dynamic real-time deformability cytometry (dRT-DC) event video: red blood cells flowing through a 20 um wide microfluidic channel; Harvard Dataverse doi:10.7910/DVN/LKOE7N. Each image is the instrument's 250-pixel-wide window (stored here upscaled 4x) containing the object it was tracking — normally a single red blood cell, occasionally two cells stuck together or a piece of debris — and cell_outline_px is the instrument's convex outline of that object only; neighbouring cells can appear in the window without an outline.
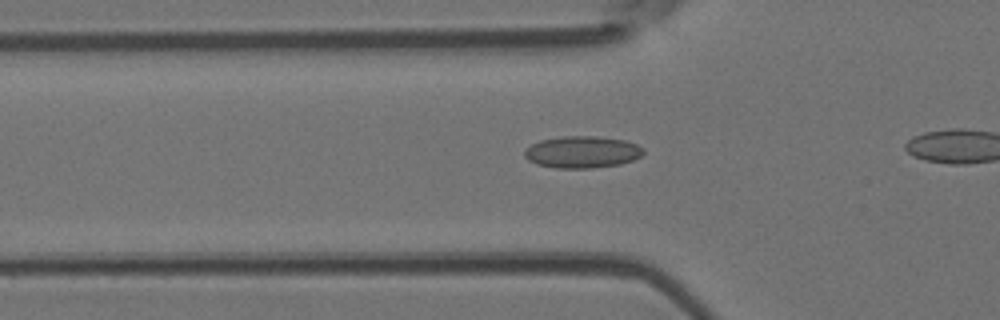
{"species": "Egyptian fruit bat (a non-hibernating species)", "species_latin": "Rousettus aegyptiacus", "temperature_condition": "room temperature", "stored_images_in_passage": 29, "camera_frame_rate_fps": 3000, "um_per_image_px": 0.085, "animal": {"sex": "female"}, "frame": {"image": 1, "passage_image": 5, "time_ms": 1.333, "image_size_px": [1000, 320], "cell_outline_px": [[644, 152], [640, 156], [632, 160], [620, 164], [588, 168], [556, 168], [536, 164], [528, 160], [524, 156], [524, 152], [532, 144], [540, 140], [560, 136], [596, 136], [624, 140], [636, 144], [644, 148]], "centroid_in_image_um": [49.47, 12.92], "position_along_channel_um": 76.3, "area_um2": 22.02}}
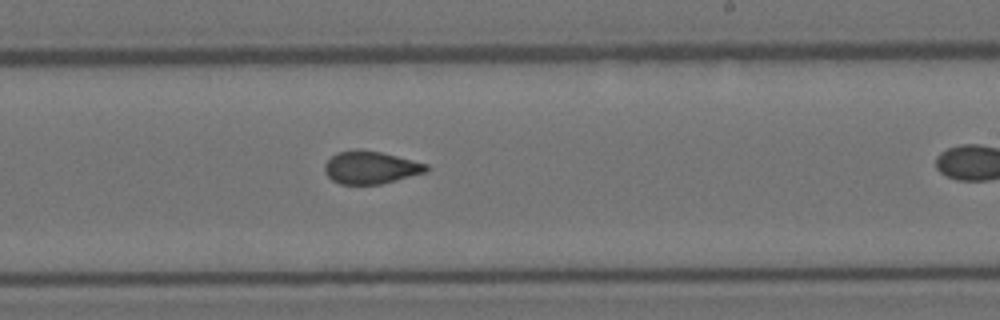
{"frame": {"image": 2, "passage_image": 19, "time_ms": 6.0, "image_size_px": [1000, 320], "cell_outline_px": [[428, 168], [424, 172], [396, 180], [380, 184], [340, 184], [332, 180], [324, 172], [324, 164], [336, 152], [356, 148], [380, 152], [428, 164]], "centroid_in_image_um": [31.44, 14.22], "position_along_channel_um": 257.6, "area_um2": 19.25}}
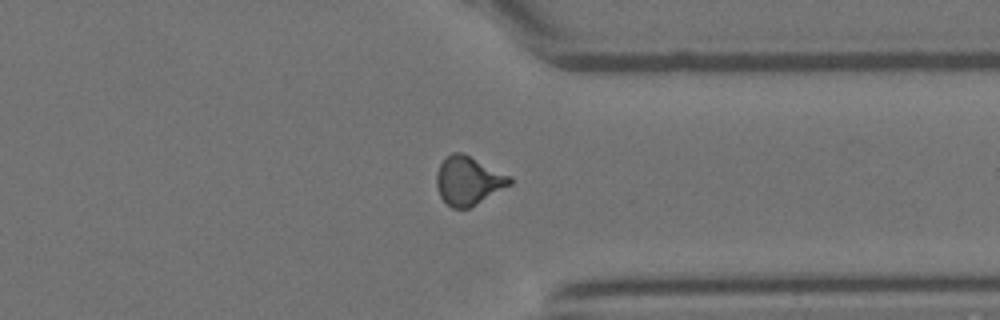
{"frame": {"image": 3, "passage_image": 28, "time_ms": 9.0, "image_size_px": [1000, 320], "cell_outline_px": [[512, 184], [476, 204], [468, 208], [452, 208], [440, 196], [436, 184], [436, 172], [440, 164], [452, 152], [460, 152], [512, 176]], "centroid_in_image_um": [39.81, 15.36], "position_along_channel_um": 371.6, "area_um2": 20.46}}